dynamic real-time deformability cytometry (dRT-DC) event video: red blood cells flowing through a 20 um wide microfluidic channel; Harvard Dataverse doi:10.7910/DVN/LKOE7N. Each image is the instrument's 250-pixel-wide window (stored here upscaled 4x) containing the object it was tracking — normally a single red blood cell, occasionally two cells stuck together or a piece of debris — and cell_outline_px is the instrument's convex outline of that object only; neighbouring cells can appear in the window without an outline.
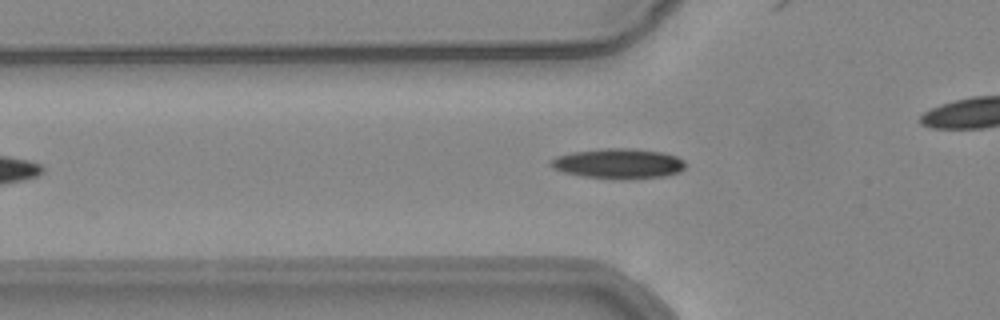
{"species": "common noctule bat (a hibernating species)", "species_latin": "Nyctalus noctula", "temperature_condition": "warm", "stored_images_in_passage": 34, "camera_frame_rate_fps": 3000, "um_per_image_px": 0.085, "animal": {"sex": "female", "body_mass_g": 24.6, "forearm_length_mm": 56.2}, "frame": {"image": 1, "passage_image": 7, "time_ms": 2.0, "image_size_px": [1000, 320], "cell_outline_px": [[684, 168], [680, 172], [664, 176], [624, 180], [620, 180], [584, 176], [564, 172], [552, 168], [548, 164], [548, 160], [556, 156], [572, 152], [604, 148], [636, 148], [664, 152], [676, 156], [684, 160]], "centroid_in_image_um": [52.55, 13.9], "position_along_channel_um": 73.2, "area_um2": 23.99}}
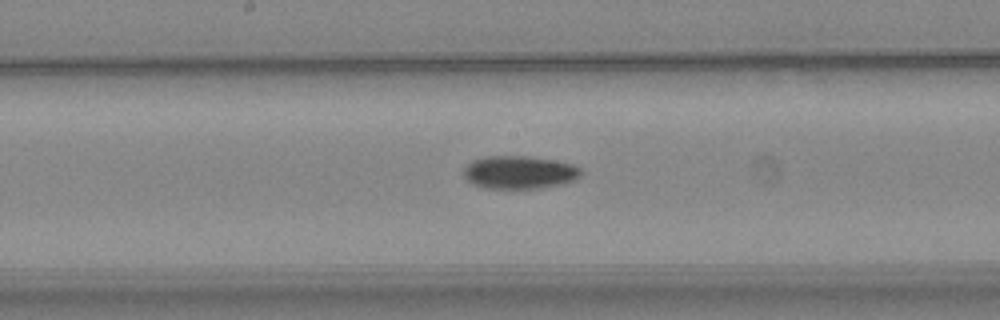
{"frame": {"image": 2, "passage_image": 17, "time_ms": 5.333, "image_size_px": [1000, 320], "cell_outline_px": [[584, 172], [576, 180], [560, 184], [540, 188], [480, 188], [464, 180], [464, 168], [472, 160], [484, 156], [528, 156], [556, 160], [572, 164], [580, 168]], "centroid_in_image_um": [44.13, 14.64], "position_along_channel_um": 204.1, "area_um2": 22.89}}
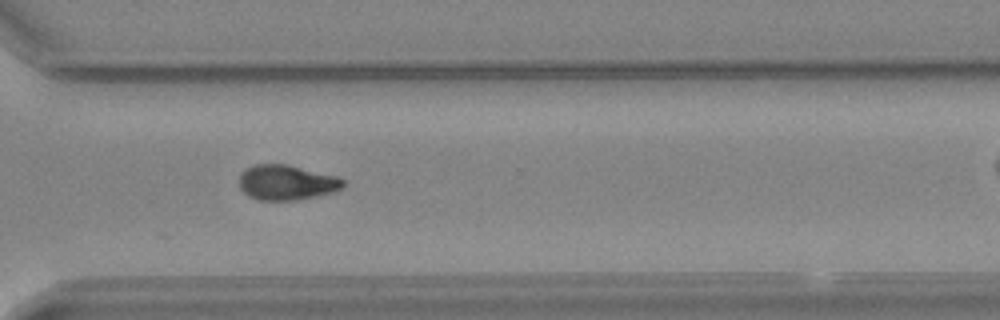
{"frame": {"image": 3, "passage_image": 28, "time_ms": 9.0, "image_size_px": [1000, 320], "cell_outline_px": [[344, 188], [332, 192], [316, 196], [296, 200], [260, 200], [248, 196], [240, 188], [240, 172], [244, 168], [256, 164], [288, 164], [336, 176], [344, 180]], "centroid_in_image_um": [24.34, 15.5], "position_along_channel_um": 346.3, "area_um2": 21.33}}